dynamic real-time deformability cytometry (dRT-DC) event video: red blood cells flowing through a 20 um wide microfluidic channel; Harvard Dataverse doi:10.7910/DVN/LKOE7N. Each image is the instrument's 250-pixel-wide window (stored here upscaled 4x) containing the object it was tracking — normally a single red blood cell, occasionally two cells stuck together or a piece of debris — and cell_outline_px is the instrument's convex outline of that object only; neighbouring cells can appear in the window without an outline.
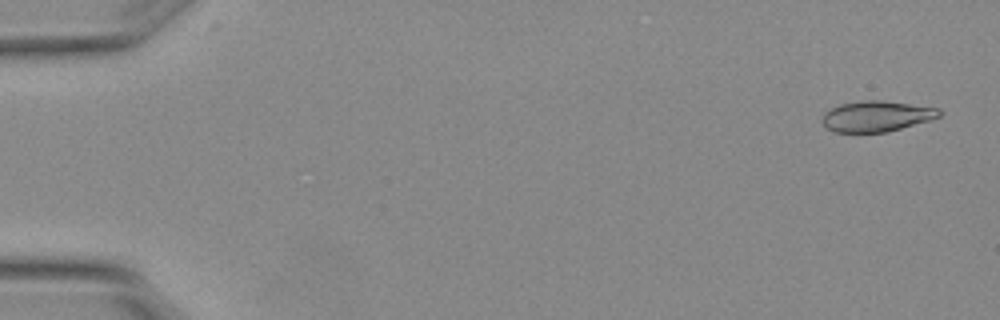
{"species": "Egyptian fruit bat (a non-hibernating species)", "species_latin": "Rousettus aegyptiacus", "temperature_condition": "warm", "stored_images_in_passage": 4, "camera_frame_rate_fps": 3000, "um_per_image_px": 0.085, "animal": {"sex": "female"}, "frame": {"image": 1, "passage_image": 1, "time_ms": 0.0, "image_size_px": [1000, 320], "cell_outline_px": [[944, 112], [940, 116], [928, 120], [888, 132], [836, 132], [828, 128], [820, 120], [824, 112], [840, 104], [864, 100], [884, 100], [940, 108]], "centroid_in_image_um": [74.52, 9.87], "position_along_channel_um": 10.5, "area_um2": 20.98}}